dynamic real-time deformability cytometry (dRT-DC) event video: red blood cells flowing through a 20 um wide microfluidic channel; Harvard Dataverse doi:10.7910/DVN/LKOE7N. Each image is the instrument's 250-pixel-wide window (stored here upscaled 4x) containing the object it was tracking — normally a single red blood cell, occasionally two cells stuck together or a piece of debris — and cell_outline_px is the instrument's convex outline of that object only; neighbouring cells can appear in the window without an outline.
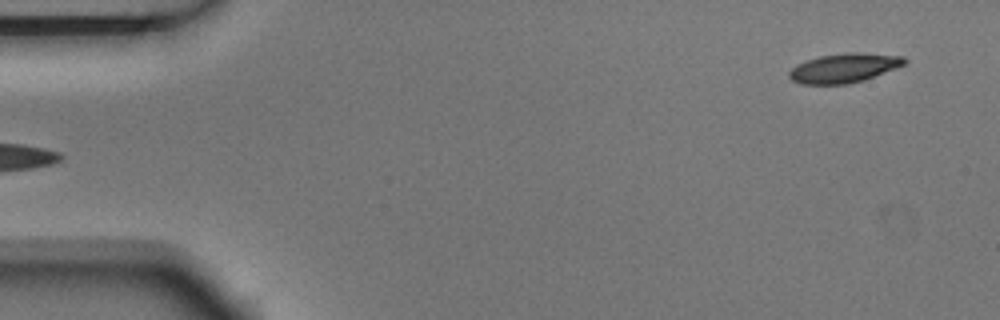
{"species": "Egyptian fruit bat (a non-hibernating species)", "species_latin": "Rousettus aegyptiacus", "temperature_condition": "room temperature", "stored_images_in_passage": 5, "segment_of_instrument_passage": [2, 2], "camera_frame_rate_fps": 3000, "um_per_image_px": 0.085, "animal": {"sex": "male"}, "frame": {"image": 1, "passage_image": 5, "time_ms": 1.333, "image_size_px": [1000, 320], "cell_outline_px": [[908, 60], [904, 64], [864, 80], [848, 84], [800, 84], [792, 80], [788, 76], [788, 72], [796, 64], [820, 56], [844, 52], [860, 52], [904, 56]], "centroid_in_image_um": [71.72, 5.77], "position_along_channel_um": 13.3, "area_um2": 19.65}}